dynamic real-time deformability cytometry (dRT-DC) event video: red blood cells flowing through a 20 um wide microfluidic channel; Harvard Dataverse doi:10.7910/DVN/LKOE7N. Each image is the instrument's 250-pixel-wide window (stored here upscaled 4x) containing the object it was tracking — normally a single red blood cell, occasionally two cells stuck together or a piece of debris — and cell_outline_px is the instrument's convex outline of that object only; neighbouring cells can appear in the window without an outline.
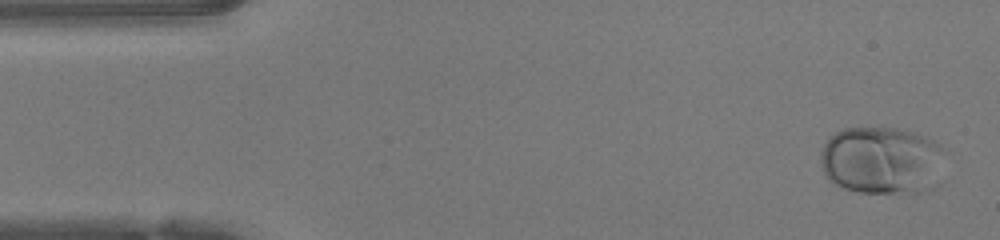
{"species": "human", "species_latin": "Homo sapiens", "temperature_condition": "warm", "stored_images_in_passage": 46, "camera_frame_rate_fps": 3000, "um_per_image_px": 0.085, "donor": {"sex": "female"}, "frame": {"image": 1, "passage_image": 1, "time_ms": 0.0, "image_size_px": [1000, 240], "cell_outline_px": [[940, 148], [932, 188], [928, 192], [860, 192], [844, 188], [828, 180], [824, 172], [820, 160], [820, 152], [824, 144], [836, 132], [844, 128], [896, 128], [916, 132], [932, 140]], "centroid_in_image_um": [74.83, 13.62], "position_along_channel_um": 10.2, "area_um2": 47.97}}
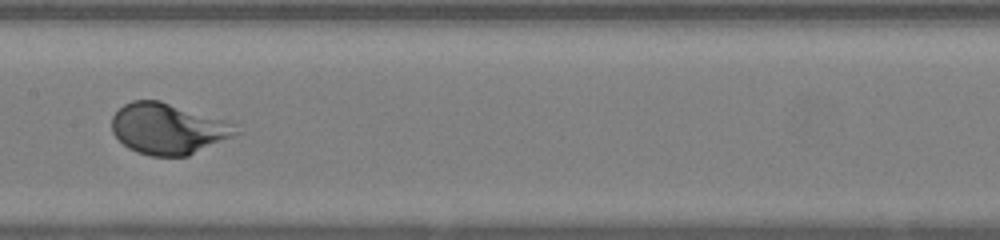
{"frame": {"image": 2, "passage_image": 22, "time_ms": 7.0, "image_size_px": [1000, 240], "cell_outline_px": [[244, 132], [188, 156], [148, 156], [136, 152], [128, 148], [112, 132], [112, 116], [124, 104], [132, 100], [160, 100], [228, 120]], "centroid_in_image_um": [14.33, 10.94], "position_along_channel_um": 193.1, "area_um2": 37.28}}
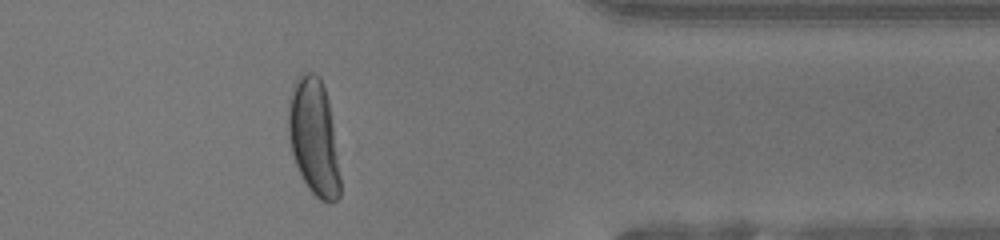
{"frame": {"image": 3, "passage_image": 37, "time_ms": 12.0, "image_size_px": [1000, 240], "cell_outline_px": [[340, 196], [332, 204], [328, 204], [320, 200], [308, 188], [300, 176], [292, 152], [288, 136], [288, 100], [292, 84], [300, 72], [316, 72], [320, 76], [328, 100], [332, 124], [340, 176]], "centroid_in_image_um": [26.65, 11.65], "position_along_channel_um": 384.8, "area_um2": 35.49}, "authors_computed_cell_mechanics": {"area_um2": 37.3388, "velocity_mm_per_s": 4.2336, "shape_relaxation_time_tau1_ms": 3.0809, "shape_relaxation_time_tau2_ms": null, "deformation_change_tau1": 0.2048, "deformation_change_tau2": null}}